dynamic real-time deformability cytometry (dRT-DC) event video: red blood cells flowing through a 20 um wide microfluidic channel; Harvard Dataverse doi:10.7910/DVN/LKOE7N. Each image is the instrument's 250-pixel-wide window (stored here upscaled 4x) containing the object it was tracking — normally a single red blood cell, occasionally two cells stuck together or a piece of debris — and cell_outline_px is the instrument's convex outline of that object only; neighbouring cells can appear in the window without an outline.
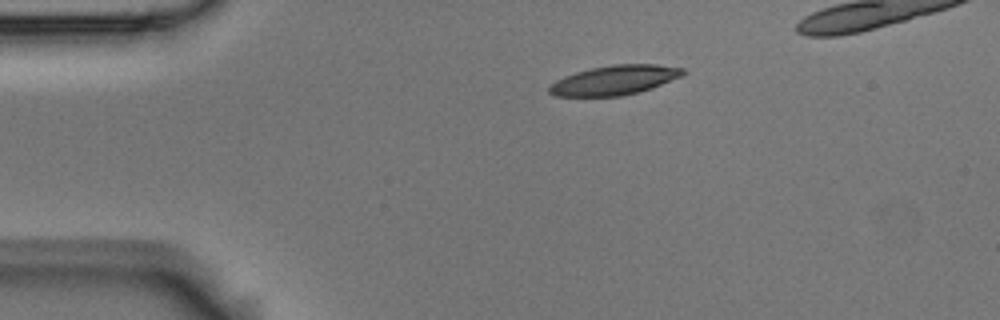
{"species": "Egyptian fruit bat (a non-hibernating species)", "species_latin": "Rousettus aegyptiacus", "temperature_condition": "room temperature", "stored_images_in_passage": 8, "camera_frame_rate_fps": 3000, "um_per_image_px": 0.085, "animal": {"sex": "male"}, "frame": {"image": 1, "passage_image": 1, "time_ms": 0.0, "image_size_px": [1000, 320], "cell_outline_px": [[688, 72], [680, 76], [652, 88], [620, 96], [556, 96], [548, 92], [548, 84], [564, 76], [576, 72], [592, 68], [612, 64], [656, 64], [684, 68]], "centroid_in_image_um": [52.21, 6.8], "position_along_channel_um": 32.8, "area_um2": 22.95}}
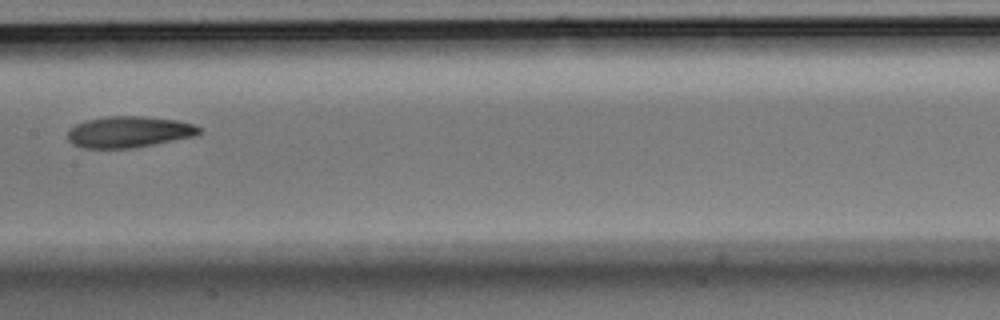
{"frame": {"image": 2, "passage_image": 5, "time_ms": 1.333, "image_size_px": [1000, 320], "cell_outline_px": [[200, 132], [196, 136], [136, 148], [84, 148], [72, 144], [68, 140], [68, 132], [76, 124], [88, 120], [108, 116], [144, 116], [176, 120], [192, 124], [200, 128]], "centroid_in_image_um": [10.97, 11.22], "position_along_channel_um": 196.4, "area_um2": 23.93}}
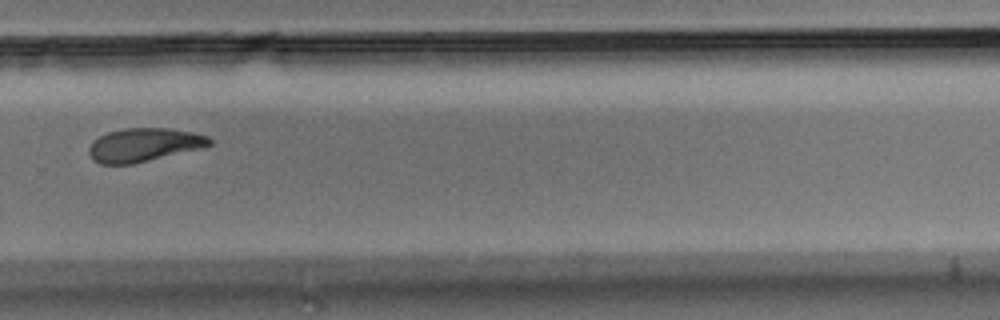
{"frame": {"image": 3, "passage_image": 8, "time_ms": 2.333, "image_size_px": [1000, 320], "cell_outline_px": [[212, 144], [132, 164], [100, 164], [92, 160], [88, 152], [88, 148], [100, 136], [108, 132], [124, 128], [168, 128], [192, 132], [208, 136], [212, 140]], "centroid_in_image_um": [12.18, 12.3], "position_along_channel_um": 317.6, "area_um2": 23.0}}